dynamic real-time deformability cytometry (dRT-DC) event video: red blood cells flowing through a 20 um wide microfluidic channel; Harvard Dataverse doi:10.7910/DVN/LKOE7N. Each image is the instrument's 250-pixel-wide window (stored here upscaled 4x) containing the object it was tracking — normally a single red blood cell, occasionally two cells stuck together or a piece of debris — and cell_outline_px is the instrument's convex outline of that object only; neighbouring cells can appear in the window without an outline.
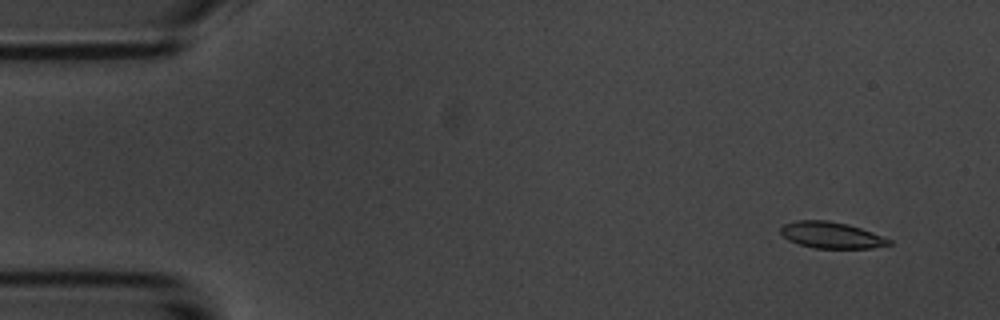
{"species": "common noctule bat (a hibernating species)", "species_latin": "Nyctalus noctula", "temperature_condition": "room temperature", "stored_images_in_passage": 54, "camera_frame_rate_fps": 3000, "um_per_image_px": 0.085, "animal": {"sex": "male", "body_mass_g": 20.1, "forearm_length_mm": 53.5}, "frame": {"image": 1, "passage_image": 4, "time_ms": 1.0, "image_size_px": [1000, 320], "cell_outline_px": [[892, 244], [872, 248], [816, 248], [800, 244], [788, 240], [780, 232], [780, 228], [784, 224], [796, 220], [828, 220], [848, 224], [872, 232], [892, 240]], "centroid_in_image_um": [70.67, 19.98], "position_along_channel_um": 14.3, "area_um2": 16.59}}
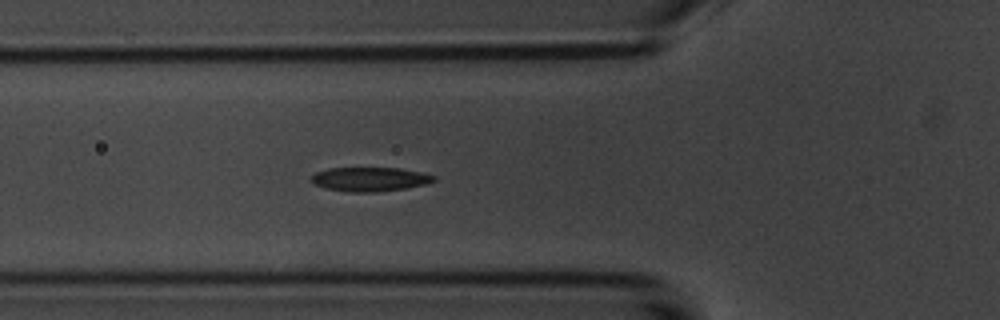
{"frame": {"image": 2, "passage_image": 19, "time_ms": 6.0, "image_size_px": [1000, 320], "cell_outline_px": [[436, 180], [428, 184], [404, 188], [372, 192], [348, 192], [324, 188], [312, 184], [308, 180], [316, 172], [328, 168], [400, 168], [424, 172], [436, 176]], "centroid_in_image_um": [31.42, 15.23], "position_along_channel_um": 94.4, "area_um2": 17.46}}
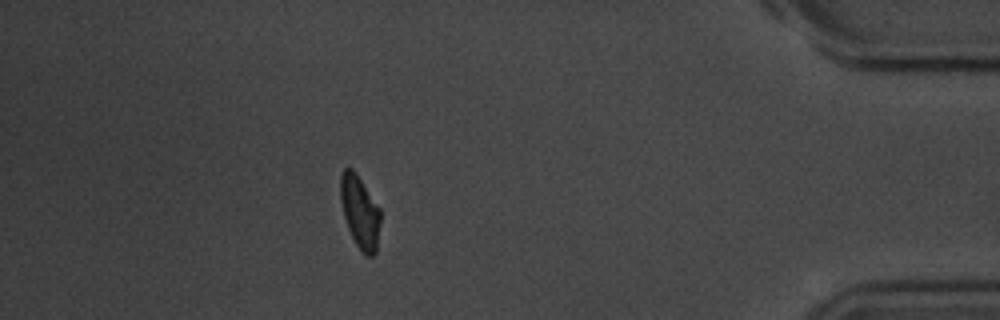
{"frame": {"image": 3, "passage_image": 48, "time_ms": 15.667, "image_size_px": [1000, 320], "cell_outline_px": [[380, 224], [376, 252], [372, 256], [364, 256], [360, 252], [348, 228], [344, 216], [340, 200], [340, 176], [344, 168], [352, 168], [356, 172], [380, 208]], "centroid_in_image_um": [30.59, 18.02], "position_along_channel_um": 404.6, "area_um2": 17.05}, "authors_computed_cell_mechanics": {"area_um2": 17.2244, "velocity_mm_per_s": 3.696, "shape_relaxation_time_tau1_ms": 2.2311, "shape_relaxation_time_tau2_ms": 3.992, "deformation_change_tau1": 0.1497, "deformation_change_tau2": 0.1137}}